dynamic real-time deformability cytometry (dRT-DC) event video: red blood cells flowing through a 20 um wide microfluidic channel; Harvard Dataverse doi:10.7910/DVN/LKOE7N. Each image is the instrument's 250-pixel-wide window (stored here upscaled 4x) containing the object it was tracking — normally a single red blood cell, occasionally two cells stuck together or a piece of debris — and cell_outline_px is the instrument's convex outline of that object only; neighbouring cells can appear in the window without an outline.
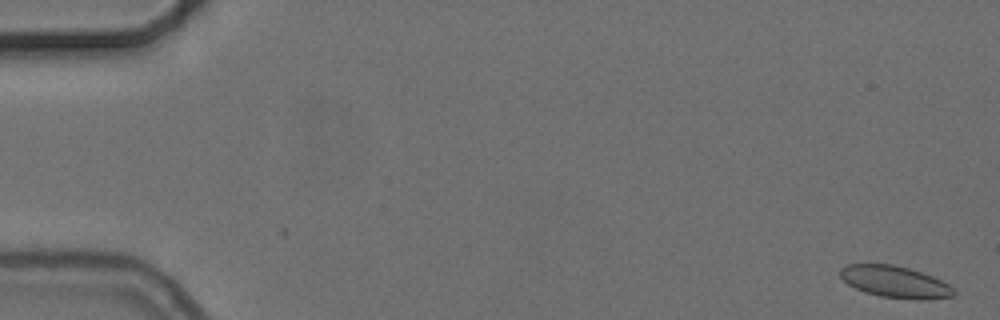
{"species": "common noctule bat (a hibernating species)", "species_latin": "Nyctalus noctula", "temperature_condition": "cold", "stored_images_in_passage": 6, "camera_frame_rate_fps": 3000, "um_per_image_px": 0.085, "animal": {"sex": "female", "body_mass_g": 24.6, "forearm_length_mm": 56.2}, "frame": {"image": 1, "passage_image": 1, "time_ms": 0.0, "image_size_px": [1000, 320], "cell_outline_px": [[956, 292], [952, 296], [928, 300], [916, 300], [880, 296], [864, 292], [848, 284], [840, 276], [840, 268], [848, 264], [892, 264], [908, 268], [932, 276], [948, 284]], "centroid_in_image_um": [76.07, 23.96], "position_along_channel_um": 8.9, "area_um2": 20.92}}